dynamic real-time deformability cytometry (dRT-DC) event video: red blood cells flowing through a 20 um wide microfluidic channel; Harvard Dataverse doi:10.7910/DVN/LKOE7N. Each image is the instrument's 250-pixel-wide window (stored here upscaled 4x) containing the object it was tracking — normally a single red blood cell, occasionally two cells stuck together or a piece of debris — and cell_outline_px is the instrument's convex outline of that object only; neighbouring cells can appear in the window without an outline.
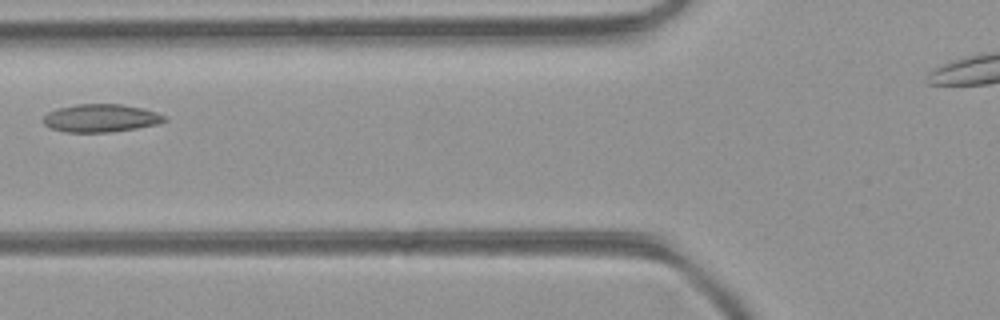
{"species": "common noctule bat (a hibernating species)", "species_latin": "Nyctalus noctula", "temperature_condition": "room temperature", "stored_images_in_passage": 3, "camera_frame_rate_fps": 3000, "um_per_image_px": 0.085, "animal": {"sex": "female", "body_mass_g": 21.9}, "frame": {"image": 1, "passage_image": 3, "time_ms": 0.667, "image_size_px": [1000, 320], "cell_outline_px": [[168, 120], [156, 124], [136, 128], [108, 132], [64, 132], [52, 128], [44, 124], [44, 116], [48, 112], [56, 108], [76, 104], [120, 104], [144, 108], [156, 112], [164, 116]], "centroid_in_image_um": [8.56, 10.03], "position_along_channel_um": 117.2, "area_um2": 19.65}}